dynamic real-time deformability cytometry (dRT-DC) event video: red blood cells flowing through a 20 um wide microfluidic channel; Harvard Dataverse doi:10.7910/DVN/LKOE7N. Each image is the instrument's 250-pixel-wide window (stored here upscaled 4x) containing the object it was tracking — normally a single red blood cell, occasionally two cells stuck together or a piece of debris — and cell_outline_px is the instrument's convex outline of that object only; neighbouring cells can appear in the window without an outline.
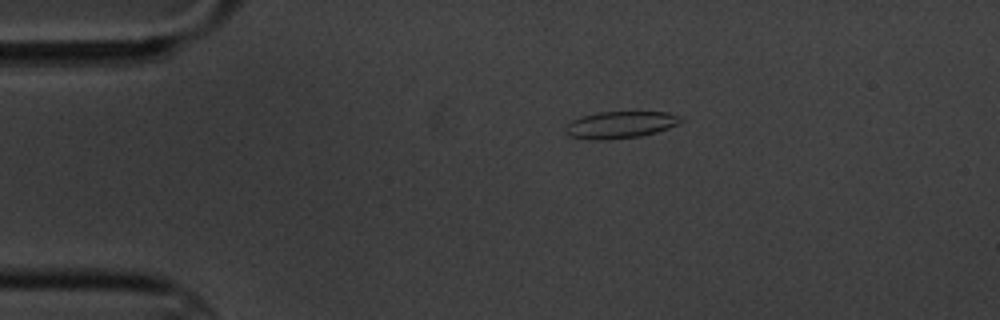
{"species": "common noctule bat (a hibernating species)", "species_latin": "Nyctalus noctula", "temperature_condition": "cold", "stored_images_in_passage": 7, "camera_frame_rate_fps": 3000, "um_per_image_px": 0.085, "animal": {"sex": "male", "body_mass_g": 20.1, "forearm_length_mm": 53.5}, "frame": {"image": 1, "passage_image": 1, "time_ms": 0.0, "image_size_px": [1000, 320], "cell_outline_px": [[684, 120], [668, 128], [656, 132], [640, 136], [596, 140], [568, 136], [564, 132], [564, 128], [572, 120], [580, 116], [600, 112], [668, 112]], "centroid_in_image_um": [52.67, 10.6], "position_along_channel_um": 32.3, "area_um2": 17.86}}
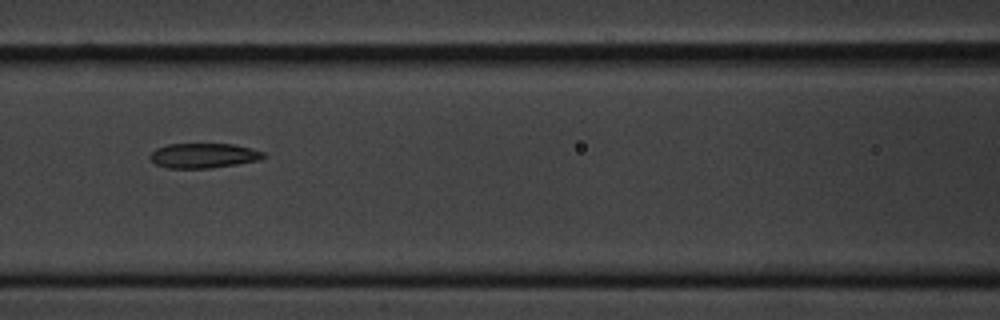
{"frame": {"image": 2, "passage_image": 5, "time_ms": 4.667, "image_size_px": [1000, 320], "cell_outline_px": [[268, 156], [260, 160], [212, 168], [168, 168], [156, 164], [148, 156], [156, 148], [168, 144], [232, 144], [252, 148], [264, 152]], "centroid_in_image_um": [17.33, 13.22], "position_along_channel_um": 149.3, "area_um2": 16.47}}
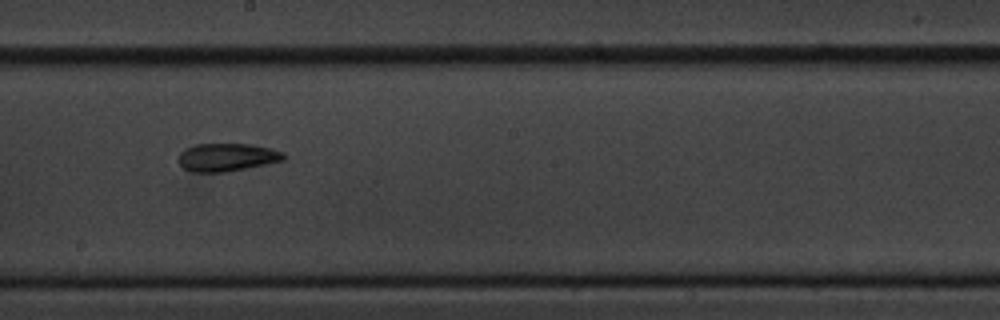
{"frame": {"image": 3, "passage_image": 7, "time_ms": 7.0, "image_size_px": [1000, 320], "cell_outline_px": [[288, 156], [284, 160], [228, 172], [192, 172], [184, 168], [180, 164], [180, 152], [184, 148], [196, 144], [248, 144], [268, 148], [284, 152]], "centroid_in_image_um": [19.3, 13.37], "position_along_channel_um": 228.9, "area_um2": 17.11}}